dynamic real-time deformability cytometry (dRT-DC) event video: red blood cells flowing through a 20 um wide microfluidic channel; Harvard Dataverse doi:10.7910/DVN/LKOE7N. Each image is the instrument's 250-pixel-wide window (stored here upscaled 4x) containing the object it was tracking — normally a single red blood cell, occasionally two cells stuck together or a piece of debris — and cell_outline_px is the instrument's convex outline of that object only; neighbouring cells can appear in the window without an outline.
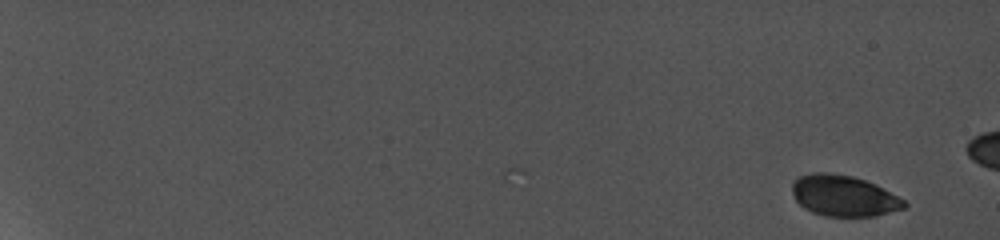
{"species": "common noctule bat (a hibernating species)", "species_latin": "Nyctalus noctula", "temperature_condition": "cold", "stored_images_in_passage": 16, "camera_frame_rate_fps": 5000, "um_per_image_px": 0.085, "animal": {"sex": "female", "body_mass_g": 19.0, "forearm_length_mm": 56.7}, "frame": {"image": 1, "passage_image": 1, "time_ms": 0.0, "image_size_px": [1000, 240], "cell_outline_px": [[908, 204], [904, 208], [876, 216], [824, 216], [812, 212], [804, 208], [796, 200], [792, 192], [792, 184], [800, 176], [848, 176], [864, 180], [904, 200]], "centroid_in_image_um": [71.74, 16.72], "position_along_channel_um": 13.3, "area_um2": 25.37}}
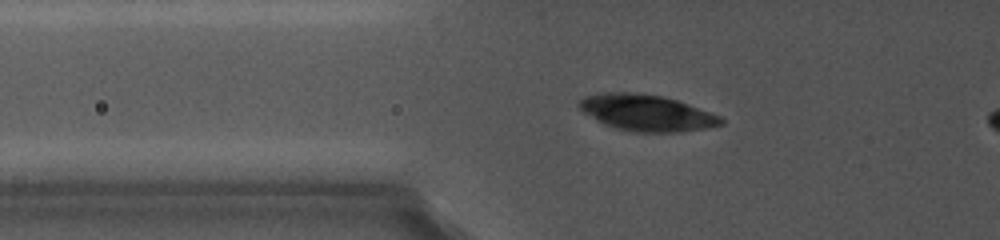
{"frame": {"image": 2, "passage_image": 10, "time_ms": 7.6, "image_size_px": [1000, 240], "cell_outline_px": [[724, 124], [704, 128], [680, 132], [632, 132], [616, 128], [604, 124], [596, 120], [584, 112], [580, 108], [580, 100], [588, 96], [604, 92], [624, 92], [660, 96], [676, 100], [720, 116], [724, 120]], "centroid_in_image_um": [54.97, 9.61], "position_along_channel_um": 70.8, "area_um2": 29.42}}